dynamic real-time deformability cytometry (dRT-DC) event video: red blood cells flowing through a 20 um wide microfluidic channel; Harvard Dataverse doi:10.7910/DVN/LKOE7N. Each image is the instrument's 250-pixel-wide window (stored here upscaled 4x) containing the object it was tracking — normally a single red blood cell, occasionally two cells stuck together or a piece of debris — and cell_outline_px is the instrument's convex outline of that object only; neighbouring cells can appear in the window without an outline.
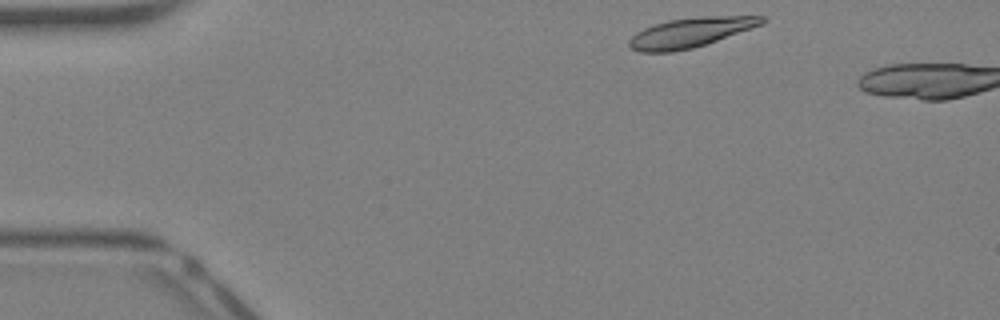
{"species": "Egyptian fruit bat (a non-hibernating species)", "species_latin": "Rousettus aegyptiacus", "temperature_condition": "warm", "stored_images_in_passage": 3, "camera_frame_rate_fps": 3000, "um_per_image_px": 0.085, "animal": {"sex": "female"}, "frame": {"image": 1, "passage_image": 1, "time_ms": 0.0, "image_size_px": [1000, 320], "cell_outline_px": [[764, 20], [760, 24], [716, 40], [692, 48], [672, 52], [640, 52], [632, 48], [628, 44], [628, 40], [636, 32], [644, 28], [668, 20], [700, 16], [764, 16]], "centroid_in_image_um": [58.59, 2.76], "position_along_channel_um": 26.4, "area_um2": 22.37}}